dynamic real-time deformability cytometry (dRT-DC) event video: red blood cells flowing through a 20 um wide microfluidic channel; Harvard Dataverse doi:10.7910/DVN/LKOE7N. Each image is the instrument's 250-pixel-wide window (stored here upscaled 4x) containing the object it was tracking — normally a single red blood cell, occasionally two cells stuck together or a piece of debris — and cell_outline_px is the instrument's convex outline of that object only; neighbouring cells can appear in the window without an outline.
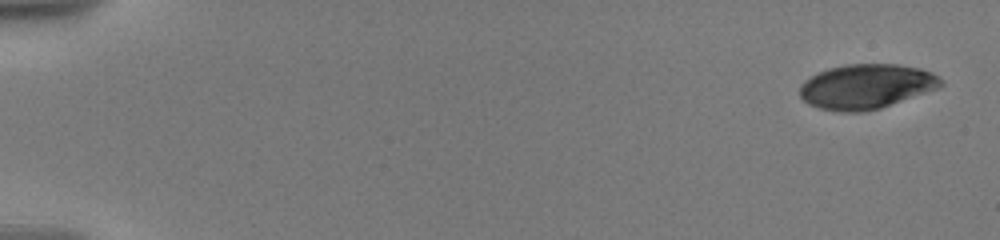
{"species": "human", "species_latin": "Homo sapiens", "temperature_condition": "warm", "stored_images_in_passage": 19, "camera_frame_rate_fps": 3000, "um_per_image_px": 0.085, "donor": {"sex": "male"}, "frame": {"image": 1, "passage_image": 1, "time_ms": 0.0, "image_size_px": [1000, 240], "cell_outline_px": [[944, 84], [936, 88], [880, 108], [864, 112], [840, 112], [820, 108], [808, 104], [800, 96], [800, 84], [804, 80], [816, 72], [828, 68], [848, 64], [900, 64], [920, 68], [932, 72]], "centroid_in_image_um": [73.57, 7.34], "position_along_channel_um": 11.4, "area_um2": 36.65}}
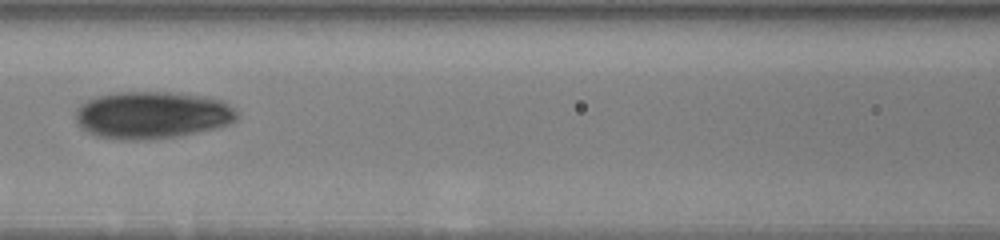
{"frame": {"image": 2, "passage_image": 11, "time_ms": 8.667, "image_size_px": [1000, 240], "cell_outline_px": [[236, 120], [232, 124], [216, 128], [176, 136], [152, 140], [120, 140], [96, 136], [80, 128], [76, 124], [76, 108], [80, 104], [96, 96], [116, 92], [168, 92], [204, 96], [224, 100], [236, 112]], "centroid_in_image_um": [12.9, 9.78], "position_along_channel_um": 153.7, "area_um2": 44.8}}
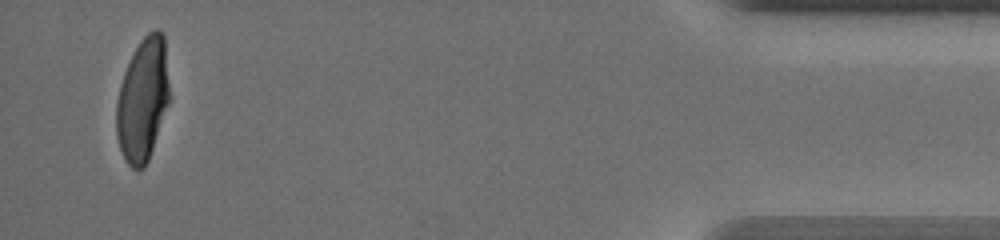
{"frame": {"image": 3, "passage_image": 19, "time_ms": 18.0, "image_size_px": [1000, 240], "cell_outline_px": [[168, 104], [148, 160], [144, 168], [132, 168], [128, 164], [120, 148], [116, 136], [116, 100], [120, 84], [124, 72], [140, 40], [148, 32], [156, 28], [160, 28], [164, 36], [168, 84]], "centroid_in_image_um": [12.11, 8.45], "position_along_channel_um": 423.1, "area_um2": 37.63}, "authors_computed_cell_mechanics": {"area_um2": 39.0728, "velocity_mm_per_s": 3.5768, "shape_relaxation_time_tau1_ms": 4.0975, "shape_relaxation_time_tau2_ms": 1.2323, "deformation_change_tau1": 0.1623, "deformation_change_tau2": 0.0509}}